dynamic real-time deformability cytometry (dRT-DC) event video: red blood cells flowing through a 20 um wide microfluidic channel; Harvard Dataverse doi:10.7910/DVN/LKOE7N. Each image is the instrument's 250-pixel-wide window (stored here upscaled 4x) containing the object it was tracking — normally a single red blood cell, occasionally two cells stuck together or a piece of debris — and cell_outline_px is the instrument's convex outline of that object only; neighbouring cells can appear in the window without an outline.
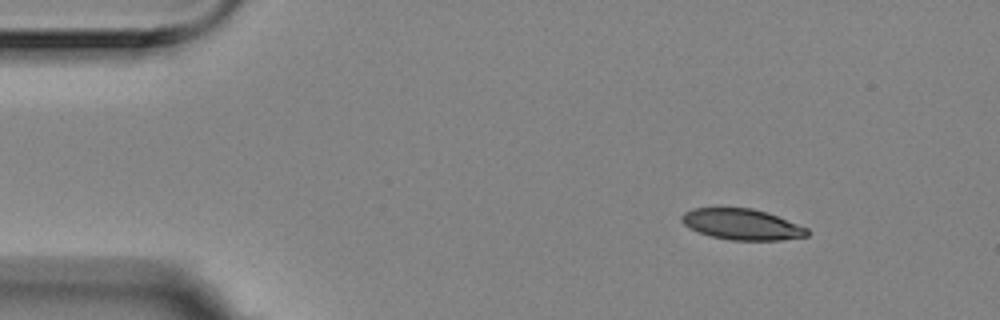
{"species": "Egyptian fruit bat (a non-hibernating species)", "species_latin": "Rousettus aegyptiacus", "temperature_condition": "room temperature", "stored_images_in_passage": 4, "segment_of_instrument_passage": [1, 2], "camera_frame_rate_fps": 3000, "um_per_image_px": 0.085, "animal": {"sex": "female"}, "frame": {"image": 1, "passage_image": 1, "time_ms": 0.0, "image_size_px": [1000, 320], "cell_outline_px": [[808, 236], [780, 240], [732, 240], [712, 236], [688, 228], [680, 220], [680, 216], [684, 212], [692, 208], [716, 204], [752, 208], [768, 212], [808, 228]], "centroid_in_image_um": [62.98, 19.0], "position_along_channel_um": 22.0, "area_um2": 23.47}}